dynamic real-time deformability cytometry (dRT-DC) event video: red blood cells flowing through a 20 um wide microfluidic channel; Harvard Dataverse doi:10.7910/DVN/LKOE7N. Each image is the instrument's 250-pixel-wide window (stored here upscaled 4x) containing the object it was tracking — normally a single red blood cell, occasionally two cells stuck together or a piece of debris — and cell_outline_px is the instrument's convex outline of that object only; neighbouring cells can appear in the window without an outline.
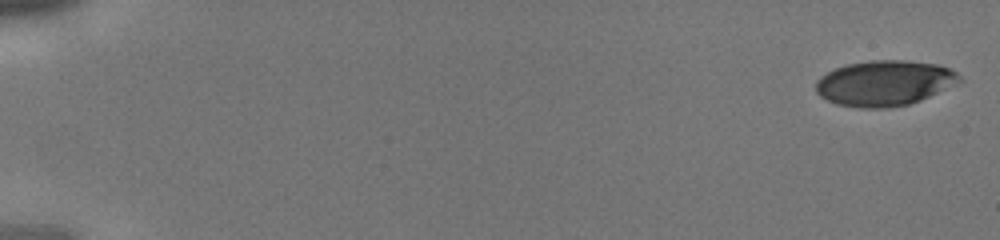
{"species": "human", "species_latin": "Homo sapiens", "temperature_condition": "cold", "stored_images_in_passage": 16, "camera_frame_rate_fps": 3000, "um_per_image_px": 0.085, "donor": {"sex": "male"}, "frame": {"image": 1, "passage_image": 1, "time_ms": 0.0, "image_size_px": [1000, 240], "cell_outline_px": [[964, 80], [960, 84], [920, 100], [908, 104], [888, 108], [860, 108], [836, 104], [820, 96], [816, 92], [816, 80], [820, 76], [836, 68], [848, 64], [868, 60], [908, 60], [936, 64], [948, 68], [956, 72]], "centroid_in_image_um": [75.21, 7.06], "position_along_channel_um": 9.8, "area_um2": 38.32}}
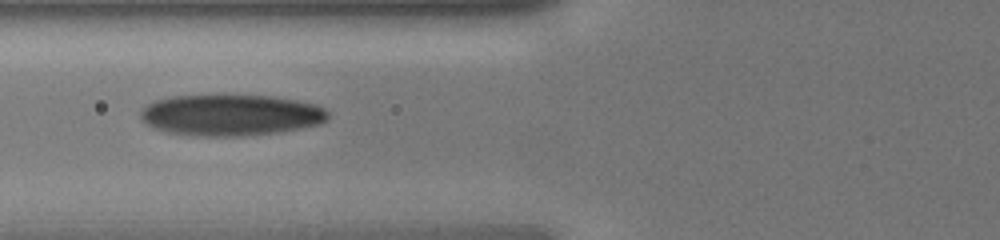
{"frame": {"image": 2, "passage_image": 14, "time_ms": 4.333, "image_size_px": [1000, 240], "cell_outline_px": [[328, 120], [320, 124], [280, 132], [240, 136], [196, 136], [168, 132], [152, 128], [140, 116], [140, 112], [148, 104], [156, 100], [172, 96], [272, 96], [296, 100], [316, 104], [324, 108], [328, 112]], "centroid_in_image_um": [19.64, 9.79], "position_along_channel_um": 106.2, "area_um2": 44.85}}
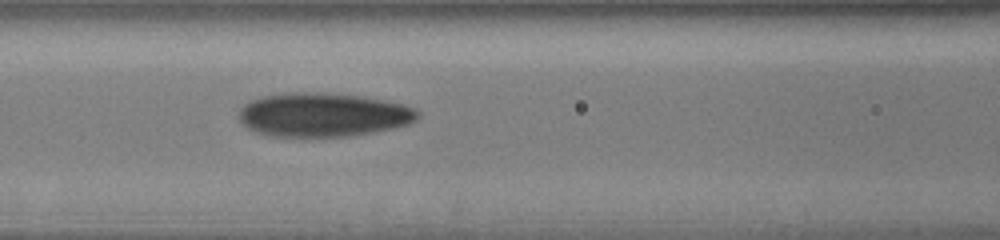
{"frame": {"image": 3, "passage_image": 16, "time_ms": 5.0, "image_size_px": [1000, 240], "cell_outline_px": [[420, 116], [416, 120], [408, 124], [392, 128], [372, 132], [348, 136], [268, 136], [256, 132], [248, 128], [236, 116], [240, 108], [244, 104], [260, 96], [292, 92], [324, 92], [364, 96], [404, 104], [416, 108], [420, 112]], "centroid_in_image_um": [27.46, 9.74], "position_along_channel_um": 139.1, "area_um2": 46.07}}